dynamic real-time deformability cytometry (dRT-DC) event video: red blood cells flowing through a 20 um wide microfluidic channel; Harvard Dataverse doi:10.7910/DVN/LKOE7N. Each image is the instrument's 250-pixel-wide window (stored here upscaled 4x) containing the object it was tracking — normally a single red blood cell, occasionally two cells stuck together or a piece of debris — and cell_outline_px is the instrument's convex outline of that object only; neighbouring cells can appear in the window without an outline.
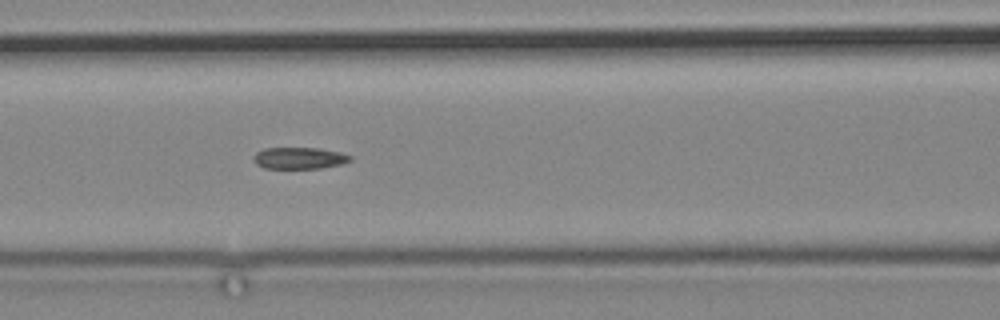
{"species": "common noctule bat (a hibernating species)", "species_latin": "Nyctalus noctula", "temperature_condition": "cold", "stored_images_in_passage": 14, "camera_frame_rate_fps": 3000, "um_per_image_px": 0.085, "animal": {"sex": "male", "body_mass_g": 19.2, "forearm_length_mm": 51.8}, "frame": {"image": 1, "passage_image": 12, "time_ms": 14.333, "image_size_px": [1000, 320], "cell_outline_px": [[352, 160], [344, 164], [320, 168], [264, 168], [256, 164], [252, 156], [256, 152], [264, 148], [320, 148], [340, 152], [352, 156]], "centroid_in_image_um": [25.46, 13.43], "position_along_channel_um": 141.1, "area_um2": 12.31}}
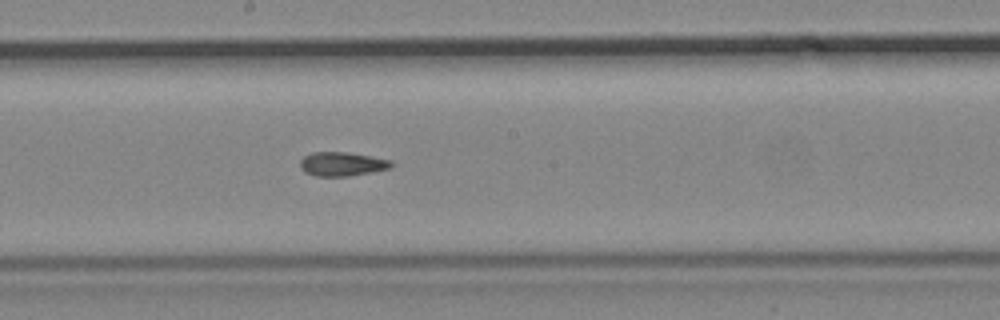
{"frame": {"image": 2, "passage_image": 14, "time_ms": 16.667, "image_size_px": [1000, 320], "cell_outline_px": [[396, 164], [392, 168], [372, 172], [348, 176], [316, 176], [304, 172], [300, 168], [300, 160], [304, 156], [312, 152], [348, 152], [392, 160]], "centroid_in_image_um": [29.11, 13.94], "position_along_channel_um": 219.1, "area_um2": 12.95}}